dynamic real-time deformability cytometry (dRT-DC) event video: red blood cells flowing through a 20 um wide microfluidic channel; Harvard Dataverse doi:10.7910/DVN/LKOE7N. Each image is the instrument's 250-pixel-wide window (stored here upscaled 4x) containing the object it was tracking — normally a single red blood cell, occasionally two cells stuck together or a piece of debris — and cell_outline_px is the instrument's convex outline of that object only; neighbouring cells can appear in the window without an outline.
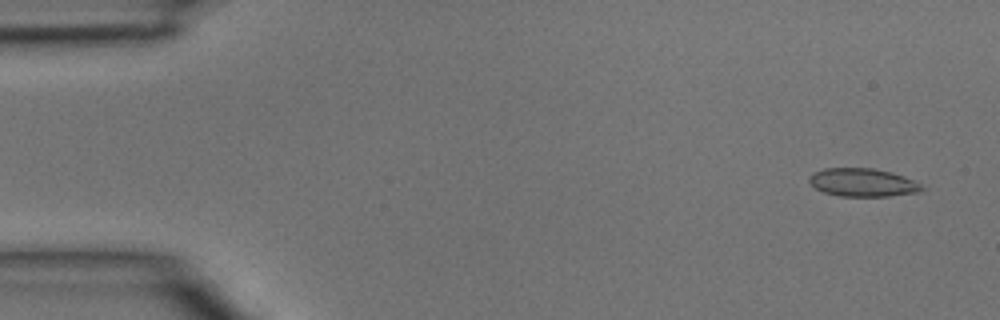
{"species": "common noctule bat (a hibernating species)", "species_latin": "Nyctalus noctula", "temperature_condition": "room temperature", "stored_images_in_passage": 3, "camera_frame_rate_fps": 3000, "um_per_image_px": 0.085, "animal": {"sex": "male", "body_mass_g": 15.6}, "frame": {"image": 1, "passage_image": 1, "time_ms": 0.0, "image_size_px": [1000, 320], "cell_outline_px": [[924, 188], [920, 192], [888, 196], [840, 196], [824, 192], [816, 188], [808, 180], [816, 172], [824, 168], [872, 168], [892, 172], [904, 176], [920, 184]], "centroid_in_image_um": [73.36, 15.51], "position_along_channel_um": 11.6, "area_um2": 18.26}}
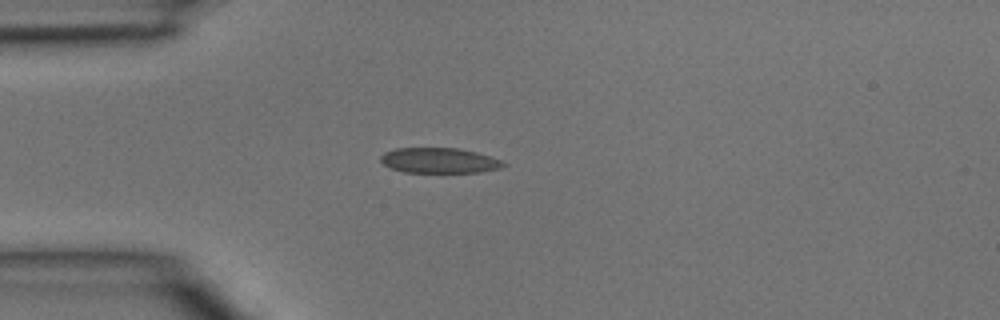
{"frame": {"image": 2, "passage_image": 3, "time_ms": 0.667, "image_size_px": [1000, 320], "cell_outline_px": [[508, 164], [500, 168], [480, 172], [404, 172], [392, 168], [384, 164], [380, 160], [380, 156], [384, 152], [396, 148], [456, 148], [476, 152], [500, 160]], "centroid_in_image_um": [37.32, 13.64], "position_along_channel_um": 47.7, "area_um2": 17.92}}